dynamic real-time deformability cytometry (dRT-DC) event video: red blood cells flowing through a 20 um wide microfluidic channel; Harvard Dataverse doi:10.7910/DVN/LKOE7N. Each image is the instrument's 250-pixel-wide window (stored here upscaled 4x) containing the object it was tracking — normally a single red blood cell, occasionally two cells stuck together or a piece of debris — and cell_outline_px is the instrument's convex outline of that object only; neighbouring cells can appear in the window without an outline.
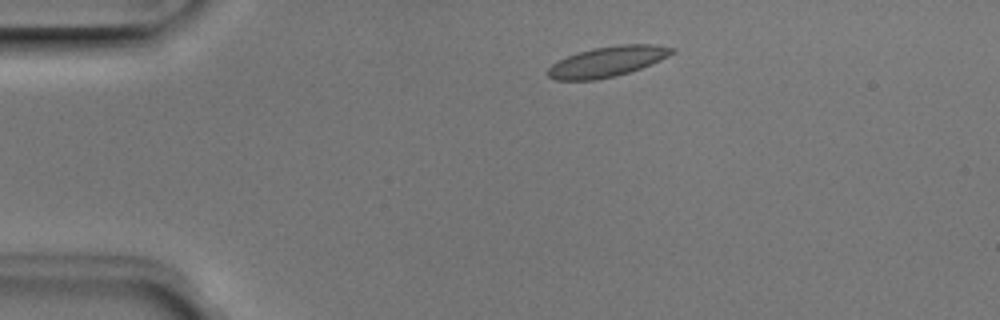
{"species": "Egyptian fruit bat (a non-hibernating species)", "species_latin": "Rousettus aegyptiacus", "temperature_condition": "room temperature", "stored_images_in_passage": 4, "camera_frame_rate_fps": 3000, "um_per_image_px": 0.085, "animal": {"sex": "male"}, "frame": {"image": 1, "passage_image": 2, "time_ms": 0.333, "image_size_px": [1000, 320], "cell_outline_px": [[676, 52], [660, 60], [640, 68], [616, 76], [596, 80], [556, 80], [548, 76], [548, 68], [552, 64], [568, 56], [592, 48], [620, 44], [656, 44], [676, 48]], "centroid_in_image_um": [51.66, 5.22], "position_along_channel_um": 33.3, "area_um2": 21.85}}
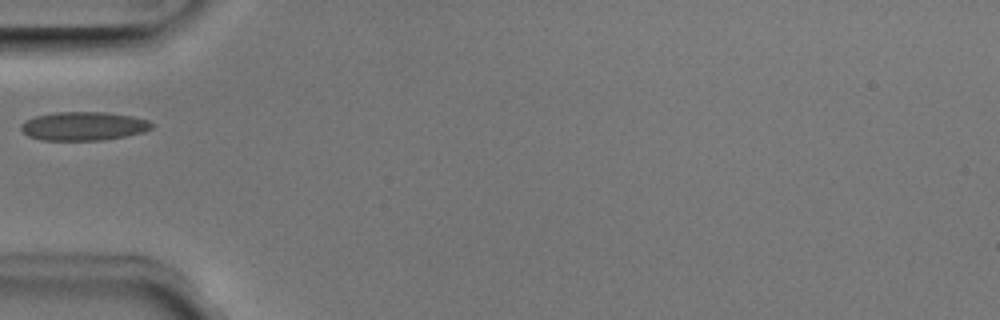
{"frame": {"image": 2, "passage_image": 4, "time_ms": 1.0, "image_size_px": [1000, 320], "cell_outline_px": [[156, 124], [152, 128], [144, 132], [124, 136], [100, 140], [40, 140], [28, 136], [20, 128], [20, 124], [24, 120], [36, 116], [56, 112], [104, 112], [132, 116], [148, 120]], "centroid_in_image_um": [7.1, 10.71], "position_along_channel_um": 77.9, "area_um2": 21.91}}